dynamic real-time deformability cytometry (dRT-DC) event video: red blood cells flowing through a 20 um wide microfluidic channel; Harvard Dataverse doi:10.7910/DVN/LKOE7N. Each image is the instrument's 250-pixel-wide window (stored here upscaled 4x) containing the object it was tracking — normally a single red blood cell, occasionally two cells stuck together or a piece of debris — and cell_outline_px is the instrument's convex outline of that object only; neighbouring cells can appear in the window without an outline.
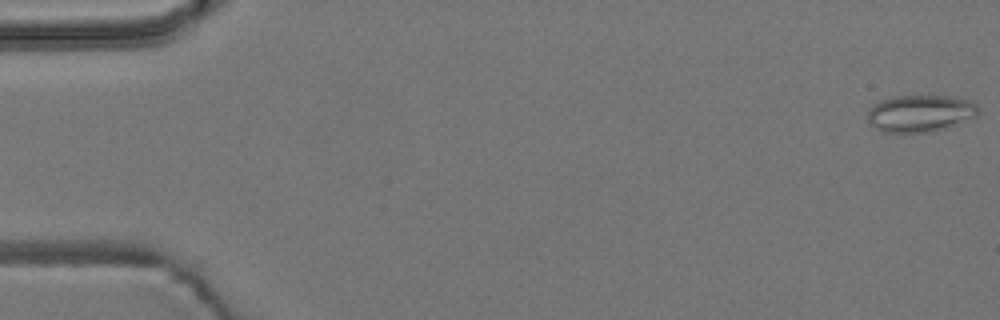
{"species": "common noctule bat (a hibernating species)", "species_latin": "Nyctalus noctula", "temperature_condition": "room temperature", "stored_images_in_passage": 55, "camera_frame_rate_fps": 3000, "um_per_image_px": 0.085, "animal": {"sex": "male", "body_mass_g": 19.2, "forearm_length_mm": 51.8}, "frame": {"image": 1, "passage_image": 1, "time_ms": 0.0, "image_size_px": [1000, 320], "cell_outline_px": [[976, 116], [944, 128], [928, 132], [880, 132], [868, 124], [868, 112], [880, 100], [896, 96], [952, 96], [968, 100], [976, 104]], "centroid_in_image_um": [78.16, 9.64], "position_along_channel_um": 6.8, "area_um2": 23.52}}
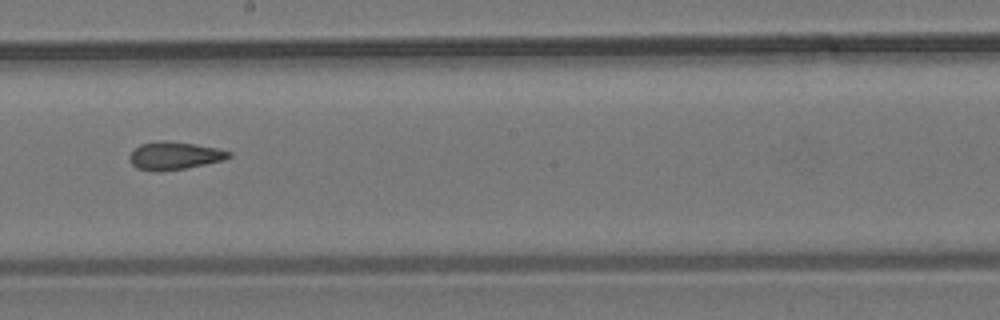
{"frame": {"image": 2, "passage_image": 31, "time_ms": 10.0, "image_size_px": [1000, 320], "cell_outline_px": [[232, 156], [224, 160], [184, 168], [156, 172], [136, 168], [132, 164], [128, 156], [140, 144], [156, 140], [164, 140], [192, 144], [216, 148], [232, 152]], "centroid_in_image_um": [14.8, 13.23], "position_along_channel_um": 233.4, "area_um2": 16.01}}
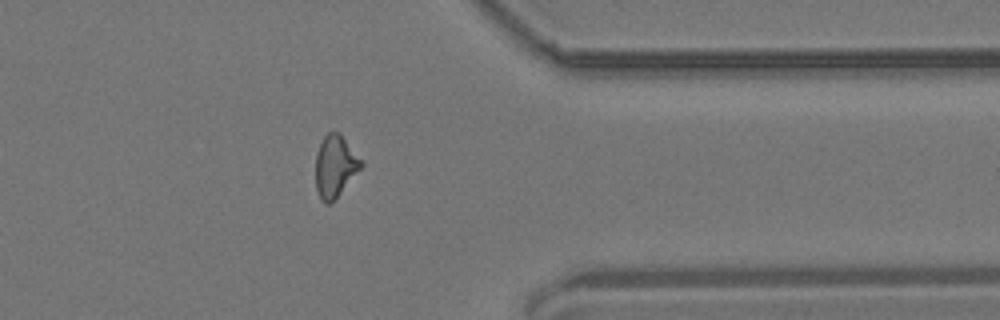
{"frame": {"image": 3, "passage_image": 44, "time_ms": 14.333, "image_size_px": [1000, 320], "cell_outline_px": [[364, 164], [336, 196], [328, 204], [324, 204], [320, 200], [316, 188], [316, 152], [324, 136], [328, 132], [340, 132]], "centroid_in_image_um": [28.46, 14.1], "position_along_channel_um": 382.9, "area_um2": 16.01}, "authors_computed_cell_mechanics": {"area_um2": 16.4152, "velocity_mm_per_s": 3.7483, "shape_relaxation_time_tau1_ms": null, "shape_relaxation_time_tau2_ms": 2.8649, "deformation_change_tau1": null, "deformation_change_tau2": 0.1133}}